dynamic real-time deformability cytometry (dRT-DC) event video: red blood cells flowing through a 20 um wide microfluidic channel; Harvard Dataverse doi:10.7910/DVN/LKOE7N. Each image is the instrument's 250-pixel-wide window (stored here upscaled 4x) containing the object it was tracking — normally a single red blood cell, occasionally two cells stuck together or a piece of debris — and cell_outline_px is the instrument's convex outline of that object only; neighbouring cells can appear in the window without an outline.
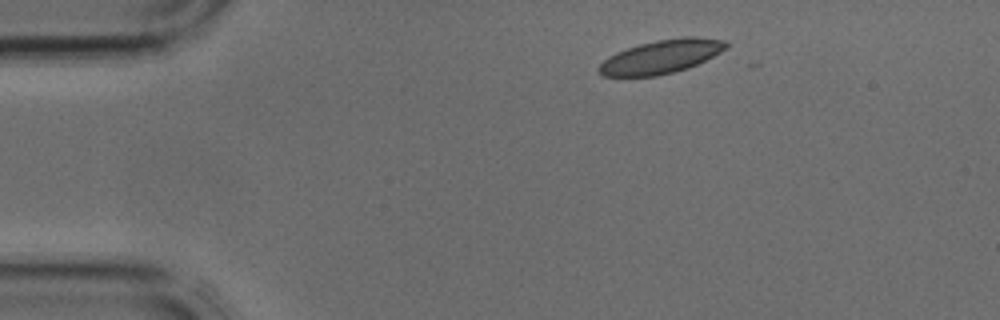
{"species": "common noctule bat (a hibernating species)", "species_latin": "Nyctalus noctula", "temperature_condition": "cold", "stored_images_in_passage": 2, "camera_frame_rate_fps": 3000, "um_per_image_px": 0.085, "animal": {"sex": "male", "body_mass_g": 17.9, "forearm_length_mm": 54.2}, "frame": {"image": 1, "passage_image": 1, "time_ms": 0.0, "image_size_px": [1000, 320], "cell_outline_px": [[728, 44], [720, 52], [688, 68], [656, 76], [604, 76], [596, 68], [608, 56], [616, 52], [640, 44], [656, 40], [684, 36], [692, 36], [724, 40]], "centroid_in_image_um": [56.17, 4.81], "position_along_channel_um": 28.8, "area_um2": 24.57}}